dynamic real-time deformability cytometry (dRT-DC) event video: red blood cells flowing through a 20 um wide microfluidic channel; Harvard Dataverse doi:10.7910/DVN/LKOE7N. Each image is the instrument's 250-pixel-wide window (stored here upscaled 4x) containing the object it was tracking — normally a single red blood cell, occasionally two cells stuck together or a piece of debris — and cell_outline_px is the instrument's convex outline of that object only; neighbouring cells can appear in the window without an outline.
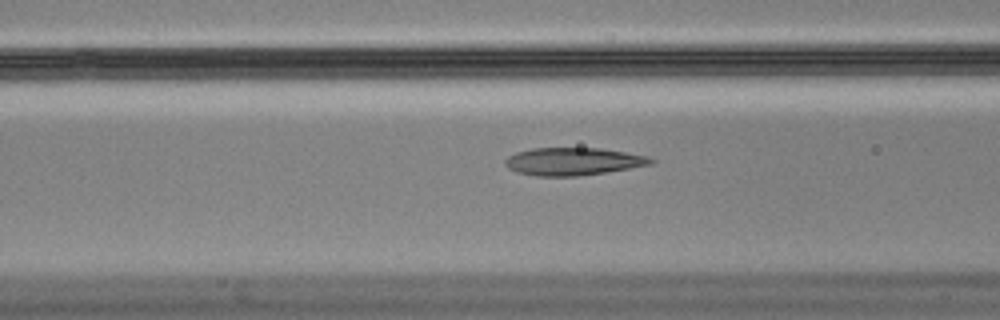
{"species": "Egyptian fruit bat (a non-hibernating species)", "species_latin": "Rousettus aegyptiacus", "temperature_condition": "cold", "stored_images_in_passage": 12, "camera_frame_rate_fps": 3000, "um_per_image_px": 0.085, "animal": {"sex": "male"}, "frame": {"image": 1, "passage_image": 10, "time_ms": 3.0, "image_size_px": [1000, 320], "cell_outline_px": [[656, 160], [652, 164], [604, 172], [576, 176], [536, 176], [516, 172], [508, 168], [504, 164], [504, 160], [508, 156], [516, 152], [532, 148], [600, 148], [648, 156]], "centroid_in_image_um": [48.67, 13.72], "position_along_channel_um": 117.9, "area_um2": 23.41}}